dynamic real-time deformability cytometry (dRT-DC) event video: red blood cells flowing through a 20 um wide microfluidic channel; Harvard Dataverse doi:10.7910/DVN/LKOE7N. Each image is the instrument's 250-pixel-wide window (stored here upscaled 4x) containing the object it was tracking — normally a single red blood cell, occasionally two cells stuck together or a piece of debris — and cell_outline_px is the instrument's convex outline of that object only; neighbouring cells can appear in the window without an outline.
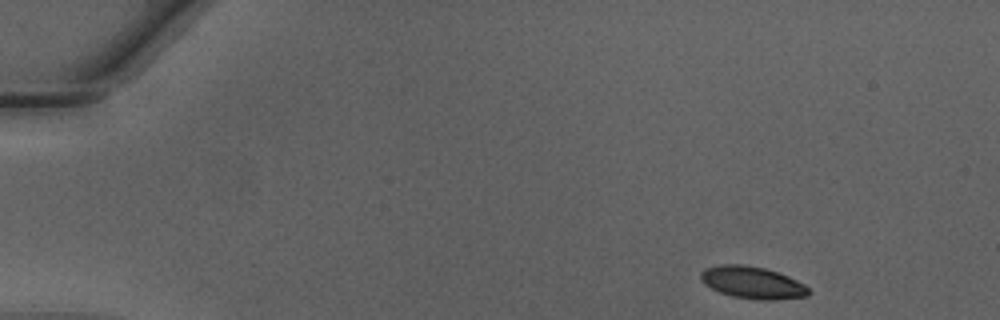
{"species": "Egyptian fruit bat (a non-hibernating species)", "species_latin": "Rousettus aegyptiacus", "temperature_condition": "warm", "stored_images_in_passage": 44, "camera_frame_rate_fps": 3000, "um_per_image_px": 0.085, "animal": {"sex": "male"}, "frame": {"image": 1, "passage_image": 1, "time_ms": 0.0, "image_size_px": [1000, 320], "cell_outline_px": [[808, 296], [772, 300], [764, 300], [732, 296], [720, 292], [704, 284], [700, 280], [700, 272], [704, 268], [720, 264], [740, 264], [764, 268], [788, 276], [804, 284], [808, 288]], "centroid_in_image_um": [63.91, 24.01], "position_along_channel_um": 21.1, "area_um2": 20.06}}
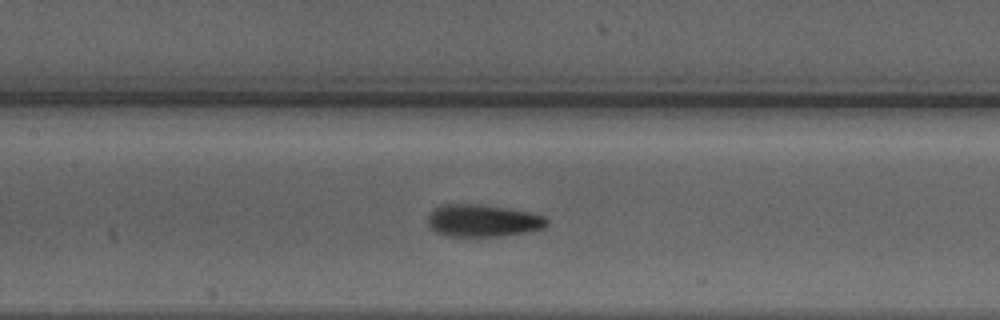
{"frame": {"image": 2, "passage_image": 19, "time_ms": 6.0, "image_size_px": [1000, 320], "cell_outline_px": [[548, 224], [544, 228], [524, 232], [500, 236], [448, 236], [436, 232], [428, 228], [428, 216], [440, 204], [480, 204], [528, 212], [544, 216], [548, 220]], "centroid_in_image_um": [41.01, 18.76], "position_along_channel_um": 166.4, "area_um2": 22.25}}
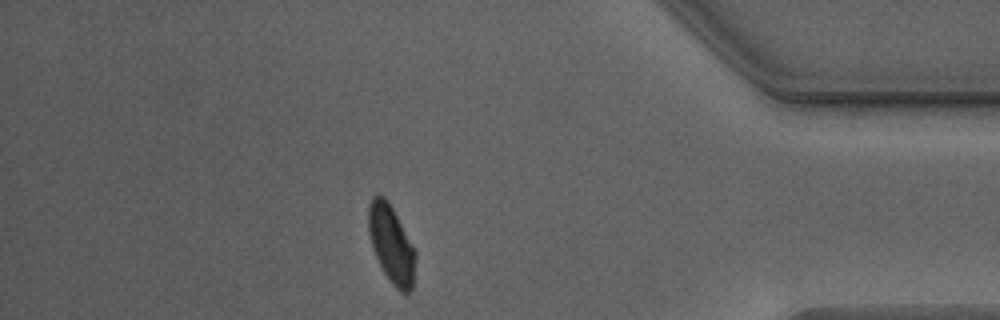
{"frame": {"image": 3, "passage_image": 38, "time_ms": 12.333, "image_size_px": [1000, 320], "cell_outline_px": [[416, 256], [412, 288], [408, 292], [400, 292], [392, 284], [384, 272], [372, 248], [368, 232], [368, 204], [372, 196], [376, 192], [384, 196], [388, 200], [416, 248]], "centroid_in_image_um": [33.26, 20.69], "position_along_channel_um": 401.9, "area_um2": 21.68}, "authors_computed_cell_mechanics": {"area_um2": 21.675, "velocity_mm_per_s": 4.2672, "shape_relaxation_time_tau1_ms": 3.4096, "shape_relaxation_time_tau2_ms": 0.9128, "deformation_change_tau1": 0.1485, "deformation_change_tau2": 0.0639}}